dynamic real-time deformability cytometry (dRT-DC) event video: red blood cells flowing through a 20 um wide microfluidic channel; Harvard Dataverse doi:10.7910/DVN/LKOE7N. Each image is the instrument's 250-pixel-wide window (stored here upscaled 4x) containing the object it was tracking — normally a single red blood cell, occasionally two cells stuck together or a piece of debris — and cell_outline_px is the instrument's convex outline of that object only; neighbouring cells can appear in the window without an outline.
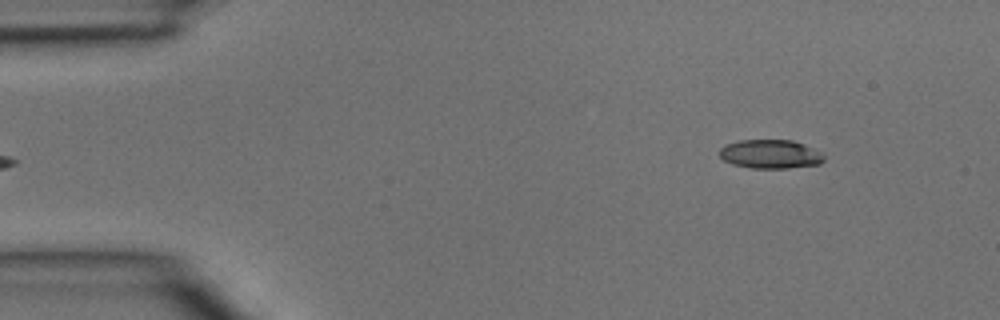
{"species": "common noctule bat (a hibernating species)", "species_latin": "Nyctalus noctula", "temperature_condition": "room temperature", "stored_images_in_passage": 3, "camera_frame_rate_fps": 3000, "um_per_image_px": 0.085, "animal": {"sex": "male", "body_mass_g": 15.6}, "frame": {"image": 1, "passage_image": 3, "time_ms": 0.667, "image_size_px": [1000, 320], "cell_outline_px": [[824, 160], [820, 164], [788, 168], [752, 168], [732, 164], [724, 160], [720, 156], [720, 148], [724, 144], [740, 140], [792, 140], [804, 144], [820, 152], [824, 156]], "centroid_in_image_um": [65.47, 13.09], "position_along_channel_um": 19.5, "area_um2": 17.57}}